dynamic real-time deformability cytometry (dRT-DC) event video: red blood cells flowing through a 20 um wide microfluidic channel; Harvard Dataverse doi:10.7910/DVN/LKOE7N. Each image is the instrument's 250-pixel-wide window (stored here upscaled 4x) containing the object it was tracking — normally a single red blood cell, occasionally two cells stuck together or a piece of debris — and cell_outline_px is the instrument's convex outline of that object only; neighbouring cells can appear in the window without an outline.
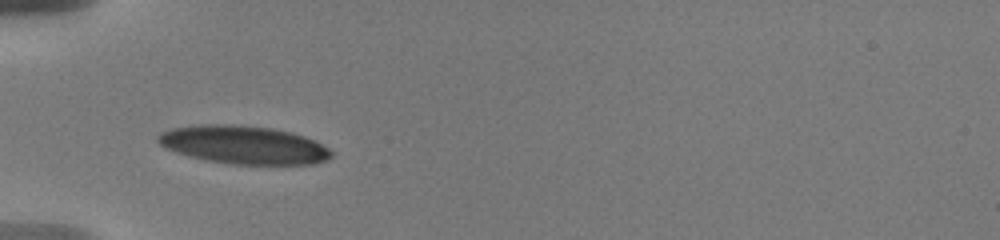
{"species": "human", "species_latin": "Homo sapiens", "temperature_condition": "warm", "stored_images_in_passage": 18, "camera_frame_rate_fps": 3000, "um_per_image_px": 0.085, "donor": {"sex": "male"}, "frame": {"image": 1, "passage_image": 1, "time_ms": 0.0, "image_size_px": [1000, 240], "cell_outline_px": [[332, 156], [324, 160], [312, 164], [232, 164], [208, 160], [188, 156], [176, 152], [160, 144], [156, 140], [156, 136], [160, 132], [172, 128], [196, 124], [240, 124], [272, 128], [292, 132], [304, 136], [328, 148], [332, 152]], "centroid_in_image_um": [20.66, 12.29], "position_along_channel_um": 64.3, "area_um2": 38.55}}
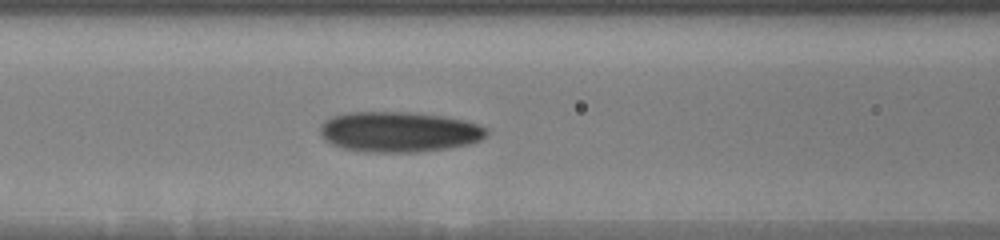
{"frame": {"image": 2, "passage_image": 11, "time_ms": 2.0, "image_size_px": [1000, 240], "cell_outline_px": [[488, 132], [480, 140], [468, 144], [448, 148], [420, 152], [364, 152], [344, 148], [332, 144], [324, 140], [320, 132], [320, 124], [324, 120], [332, 116], [348, 112], [412, 112], [444, 116], [464, 120], [488, 128]], "centroid_in_image_um": [33.89, 11.2], "position_along_channel_um": 132.7, "area_um2": 39.36}}
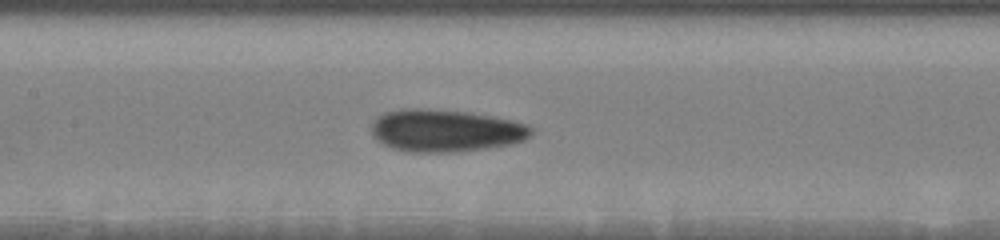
{"frame": {"image": 3, "passage_image": 15, "time_ms": 3.0, "image_size_px": [1000, 240], "cell_outline_px": [[532, 132], [524, 140], [512, 144], [488, 148], [456, 152], [404, 152], [392, 148], [376, 140], [372, 132], [372, 124], [376, 116], [384, 112], [404, 108], [424, 108], [472, 112], [512, 120], [524, 124], [532, 128]], "centroid_in_image_um": [37.83, 11.1], "position_along_channel_um": 169.6, "area_um2": 39.77}}